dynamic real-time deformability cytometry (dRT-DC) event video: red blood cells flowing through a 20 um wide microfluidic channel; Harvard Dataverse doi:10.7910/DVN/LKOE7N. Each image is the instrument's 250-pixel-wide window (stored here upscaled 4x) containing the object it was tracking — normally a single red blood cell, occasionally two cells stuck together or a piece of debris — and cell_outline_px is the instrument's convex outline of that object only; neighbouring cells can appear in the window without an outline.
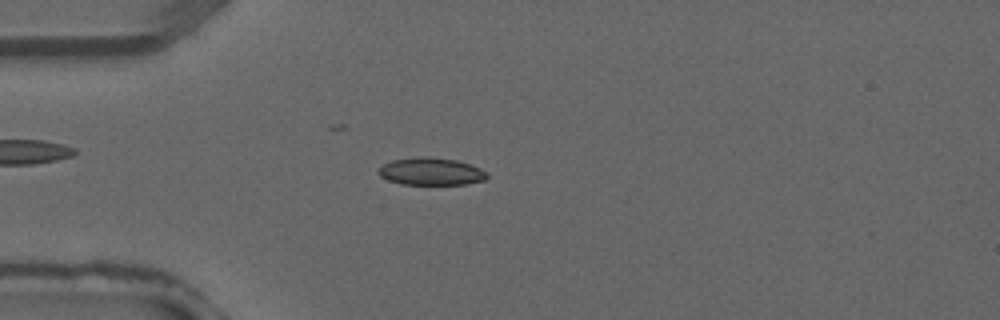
{"species": "common noctule bat (a hibernating species)", "species_latin": "Nyctalus noctula", "temperature_condition": "warm", "stored_images_in_passage": 38, "camera_frame_rate_fps": 3000, "um_per_image_px": 0.085, "animal": {"sex": "male", "forearm_length_mm": 52.5}, "frame": {"image": 1, "passage_image": 10, "time_ms": 3.0, "image_size_px": [1000, 320], "cell_outline_px": [[488, 176], [484, 180], [464, 184], [400, 184], [388, 180], [380, 176], [376, 172], [384, 164], [392, 160], [420, 156], [428, 156], [456, 160], [480, 168], [488, 172]], "centroid_in_image_um": [36.62, 14.57], "position_along_channel_um": 48.4, "area_um2": 17.34}}
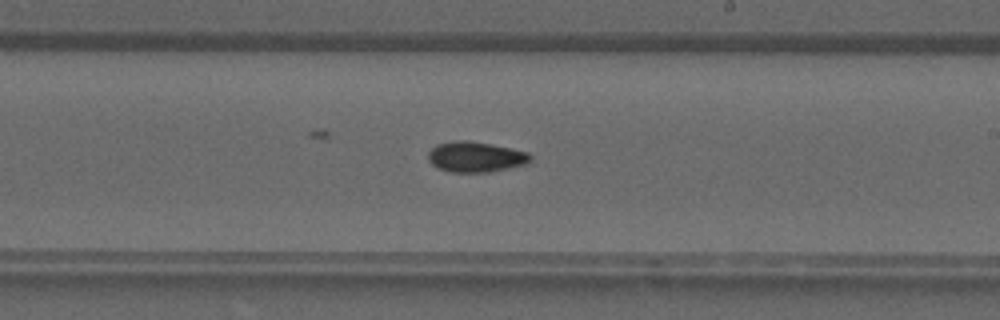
{"frame": {"image": 2, "passage_image": 22, "time_ms": 7.0, "image_size_px": [1000, 320], "cell_outline_px": [[532, 160], [528, 164], [488, 172], [452, 172], [436, 168], [428, 160], [428, 152], [436, 144], [452, 140], [468, 140], [528, 152], [532, 156]], "centroid_in_image_um": [40.4, 13.34], "position_along_channel_um": 248.6, "area_um2": 18.21}}
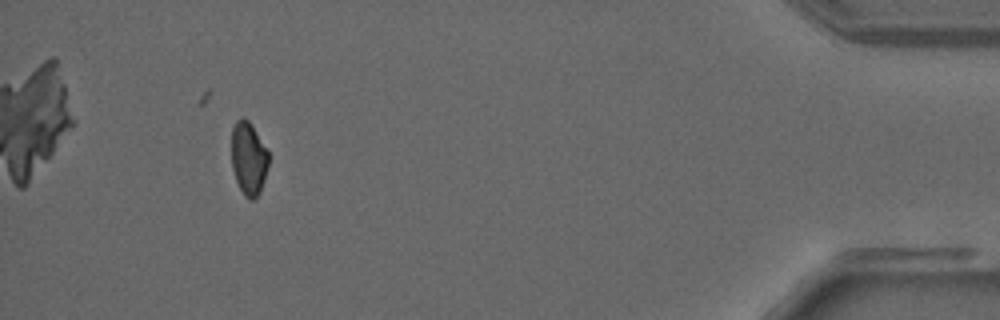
{"frame": {"image": 3, "passage_image": 35, "time_ms": 11.333, "image_size_px": [1000, 320], "cell_outline_px": [[268, 164], [264, 180], [260, 192], [252, 200], [248, 200], [244, 196], [236, 180], [232, 168], [232, 128], [236, 120], [244, 116], [252, 124], [268, 152]], "centroid_in_image_um": [21.12, 13.45], "position_along_channel_um": 414.1, "area_um2": 15.78}}